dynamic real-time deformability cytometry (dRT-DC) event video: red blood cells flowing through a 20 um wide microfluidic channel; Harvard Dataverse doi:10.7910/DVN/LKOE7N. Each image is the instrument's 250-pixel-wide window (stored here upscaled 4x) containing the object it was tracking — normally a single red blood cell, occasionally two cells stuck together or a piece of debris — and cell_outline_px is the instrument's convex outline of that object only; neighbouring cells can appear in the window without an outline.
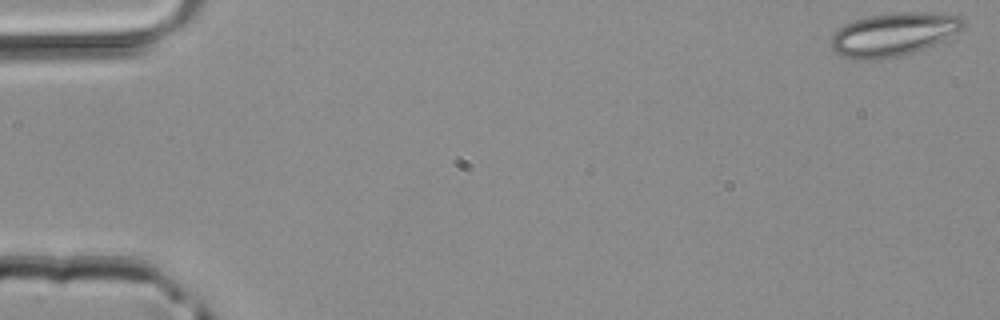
{"species": "common noctule bat (a hibernating species)", "species_latin": "Nyctalus noctula", "temperature_condition": "room temperature", "stored_images_in_passage": 5, "segment_of_instrument_passage": [1, 2], "camera_frame_rate_fps": 3000, "um_per_image_px": 0.085, "animal": {"sex": "male", "body_mass_g": 20.4}, "frame": {"image": 1, "passage_image": 1, "time_ms": 0.0, "image_size_px": [1000, 320], "cell_outline_px": [[964, 24], [956, 32], [944, 40], [924, 48], [912, 52], [896, 56], [876, 60], [852, 60], [840, 56], [832, 48], [832, 36], [844, 24], [856, 20], [872, 16], [900, 12], [916, 12], [960, 16], [964, 20]], "centroid_in_image_um": [75.9, 2.94], "position_along_channel_um": 9.1, "area_um2": 32.71}}